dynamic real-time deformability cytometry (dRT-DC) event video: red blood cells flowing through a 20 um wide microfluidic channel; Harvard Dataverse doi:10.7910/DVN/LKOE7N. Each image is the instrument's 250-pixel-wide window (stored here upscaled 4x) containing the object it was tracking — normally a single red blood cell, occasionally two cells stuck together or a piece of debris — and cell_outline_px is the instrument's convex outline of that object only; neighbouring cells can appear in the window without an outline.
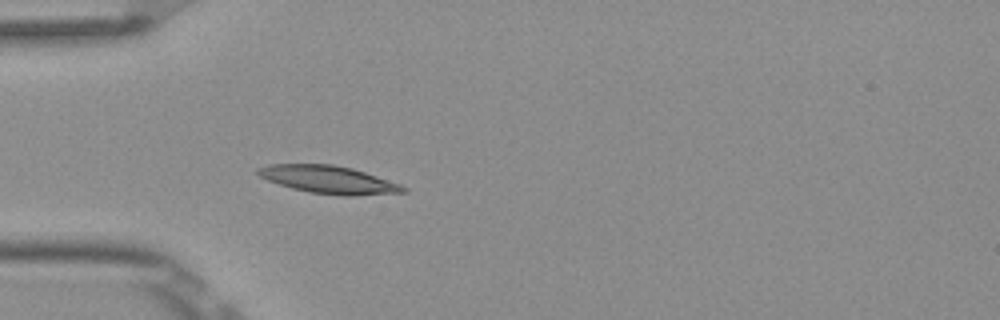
{"species": "Egyptian fruit bat (a non-hibernating species)", "species_latin": "Rousettus aegyptiacus", "temperature_condition": "room temperature", "stored_images_in_passage": 5, "camera_frame_rate_fps": 3000, "um_per_image_px": 0.085, "frame": {"image": 1, "passage_image": 5, "time_ms": 1.333, "image_size_px": [1000, 320], "cell_outline_px": [[408, 192], [356, 196], [344, 196], [312, 192], [292, 188], [268, 180], [260, 176], [256, 172], [256, 168], [268, 164], [332, 164], [352, 168], [400, 184], [408, 188]], "centroid_in_image_um": [27.96, 15.27], "position_along_channel_um": 57.0, "area_um2": 23.41}}